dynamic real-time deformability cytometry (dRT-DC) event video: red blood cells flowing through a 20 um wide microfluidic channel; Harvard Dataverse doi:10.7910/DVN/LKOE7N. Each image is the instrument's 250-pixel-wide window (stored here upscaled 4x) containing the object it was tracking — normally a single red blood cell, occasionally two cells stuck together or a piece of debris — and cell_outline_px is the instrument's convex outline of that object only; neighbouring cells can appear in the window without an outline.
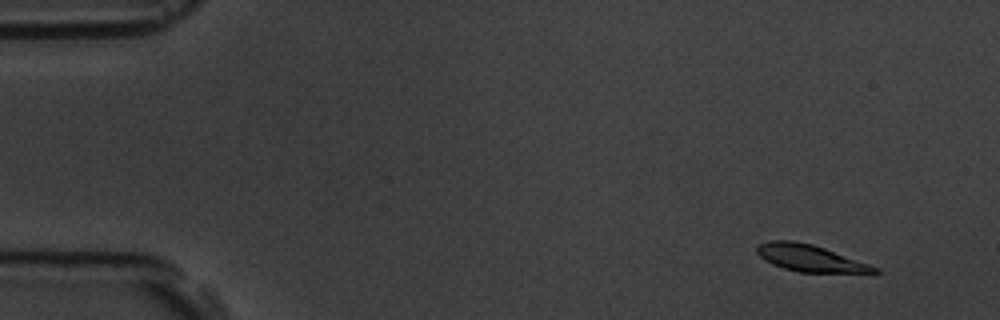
{"species": "common noctule bat (a hibernating species)", "species_latin": "Nyctalus noctula", "temperature_condition": "room temperature", "stored_images_in_passage": 8, "camera_frame_rate_fps": 3000, "um_per_image_px": 0.085, "animal": {"sex": "male", "body_mass_g": 19.5, "forearm_length_mm": 54.6}, "frame": {"image": 1, "passage_image": 2, "time_ms": 1.333, "image_size_px": [1000, 320], "cell_outline_px": [[880, 272], [800, 272], [784, 268], [772, 264], [764, 260], [756, 252], [756, 244], [772, 240], [792, 240], [812, 244], [824, 248], [880, 268]], "centroid_in_image_um": [68.79, 21.92], "position_along_channel_um": 16.2, "area_um2": 18.09}}
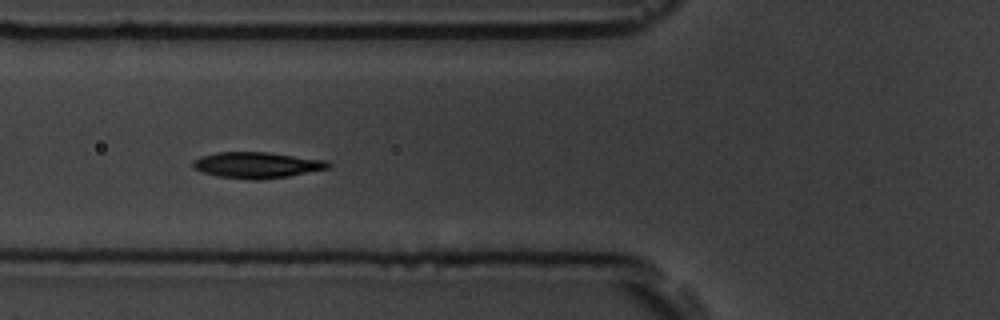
{"frame": {"image": 2, "passage_image": 7, "time_ms": 7.0, "image_size_px": [1000, 320], "cell_outline_px": [[332, 164], [328, 168], [288, 176], [260, 180], [252, 180], [216, 176], [192, 168], [192, 160], [200, 156], [216, 152], [268, 152], [328, 160]], "centroid_in_image_um": [21.82, 14.02], "position_along_channel_um": 104.0, "area_um2": 20.69}}
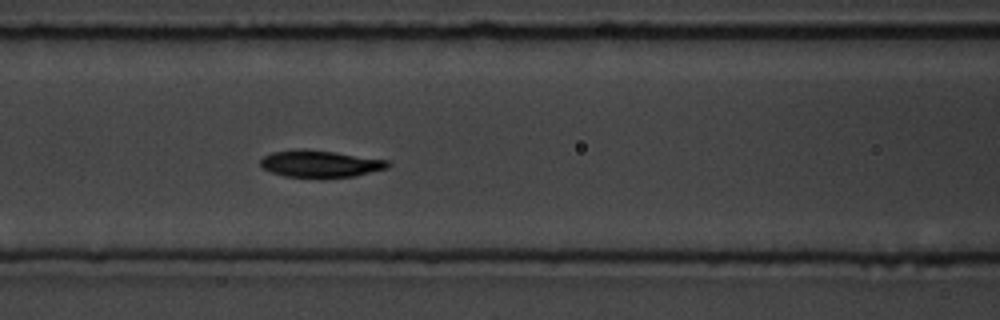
{"frame": {"image": 3, "passage_image": 8, "time_ms": 8.0, "image_size_px": [1000, 320], "cell_outline_px": [[392, 164], [388, 168], [352, 176], [320, 180], [284, 176], [272, 172], [264, 168], [260, 164], [260, 160], [264, 156], [272, 152], [296, 148], [300, 148], [332, 152], [388, 160]], "centroid_in_image_um": [27.19, 13.95], "position_along_channel_um": 139.4, "area_um2": 20.46}}